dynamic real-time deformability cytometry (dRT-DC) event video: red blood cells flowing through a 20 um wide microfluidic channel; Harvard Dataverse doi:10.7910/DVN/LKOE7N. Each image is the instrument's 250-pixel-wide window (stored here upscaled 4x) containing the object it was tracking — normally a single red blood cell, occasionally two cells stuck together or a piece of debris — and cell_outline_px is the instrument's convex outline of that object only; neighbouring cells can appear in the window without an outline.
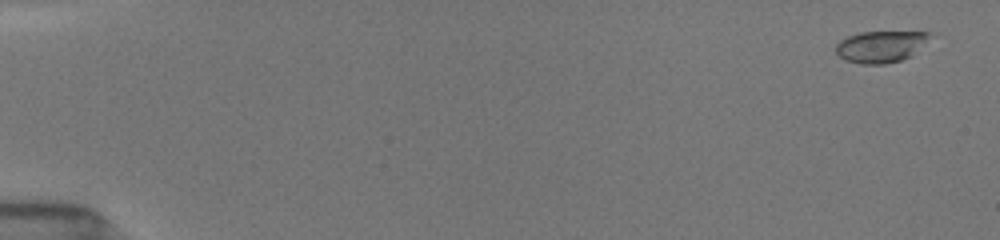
{"species": "common noctule bat (a hibernating species)", "species_latin": "Nyctalus noctula", "temperature_condition": "room temperature", "stored_images_in_passage": 25, "camera_frame_rate_fps": 3000, "um_per_image_px": 0.085, "animal": {"sex": "female", "body_mass_g": 19.5, "forearm_length_mm": 54.1}, "frame": {"image": 1, "passage_image": 3, "time_ms": 0.667, "image_size_px": [1000, 240], "cell_outline_px": [[928, 36], [912, 56], [900, 60], [884, 64], [860, 64], [848, 60], [840, 56], [836, 52], [836, 44], [840, 40], [848, 36], [860, 32], [928, 32]], "centroid_in_image_um": [74.79, 3.97], "position_along_channel_um": 10.2, "area_um2": 16.82}}
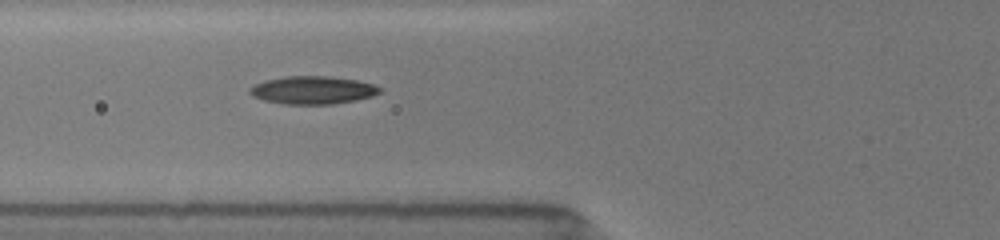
{"frame": {"image": 2, "passage_image": 23, "time_ms": 7.0, "image_size_px": [1000, 240], "cell_outline_px": [[380, 92], [372, 96], [356, 100], [332, 104], [284, 104], [264, 100], [252, 96], [248, 92], [248, 88], [264, 80], [288, 76], [328, 76], [356, 80], [372, 84], [380, 88]], "centroid_in_image_um": [26.54, 7.66], "position_along_channel_um": 99.3, "area_um2": 21.04}}
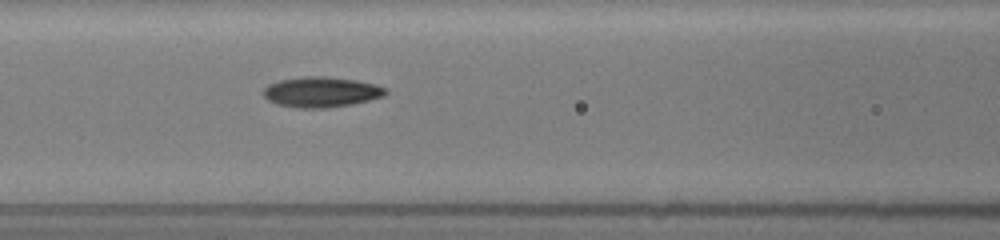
{"frame": {"image": 3, "passage_image": 25, "time_ms": 8.0, "image_size_px": [1000, 240], "cell_outline_px": [[388, 92], [384, 96], [352, 104], [328, 108], [296, 108], [276, 104], [268, 100], [264, 96], [264, 88], [268, 84], [280, 80], [304, 76], [324, 76], [356, 80], [376, 84], [388, 88]], "centroid_in_image_um": [27.32, 7.82], "position_along_channel_um": 139.3, "area_um2": 21.79}}